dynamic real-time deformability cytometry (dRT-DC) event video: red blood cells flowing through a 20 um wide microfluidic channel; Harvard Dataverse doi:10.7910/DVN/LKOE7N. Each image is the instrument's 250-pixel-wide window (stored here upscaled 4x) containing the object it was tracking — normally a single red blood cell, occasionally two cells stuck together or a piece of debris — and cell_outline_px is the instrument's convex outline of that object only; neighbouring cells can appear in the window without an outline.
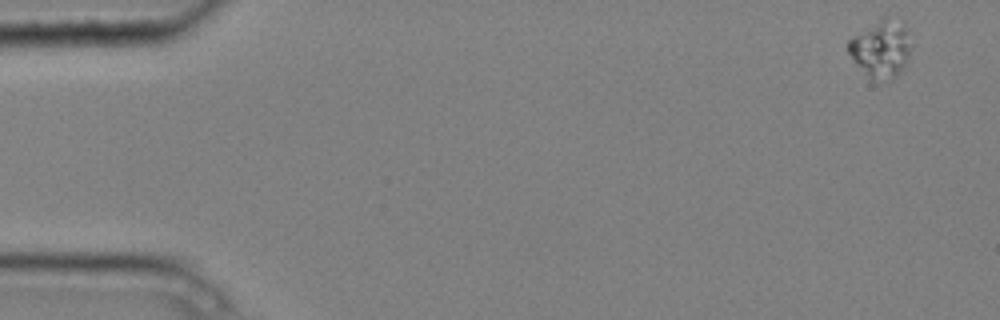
{"species": "common noctule bat (a hibernating species)", "species_latin": "Nyctalus noctula", "temperature_condition": "cold", "stored_images_in_passage": 3, "camera_frame_rate_fps": 3000, "um_per_image_px": 0.085, "animal": {"sex": "male", "body_mass_g": 20.4}, "frame": {"image": 1, "passage_image": 1, "time_ms": 0.0, "image_size_px": [1000, 320], "cell_outline_px": [[908, 60], [904, 68], [896, 76], [872, 80], [856, 64], [848, 52], [848, 40], [852, 36], [884, 16], [888, 16], [904, 20], [908, 32]], "centroid_in_image_um": [74.88, 4.08], "position_along_channel_um": 10.1, "area_um2": 20.81}}